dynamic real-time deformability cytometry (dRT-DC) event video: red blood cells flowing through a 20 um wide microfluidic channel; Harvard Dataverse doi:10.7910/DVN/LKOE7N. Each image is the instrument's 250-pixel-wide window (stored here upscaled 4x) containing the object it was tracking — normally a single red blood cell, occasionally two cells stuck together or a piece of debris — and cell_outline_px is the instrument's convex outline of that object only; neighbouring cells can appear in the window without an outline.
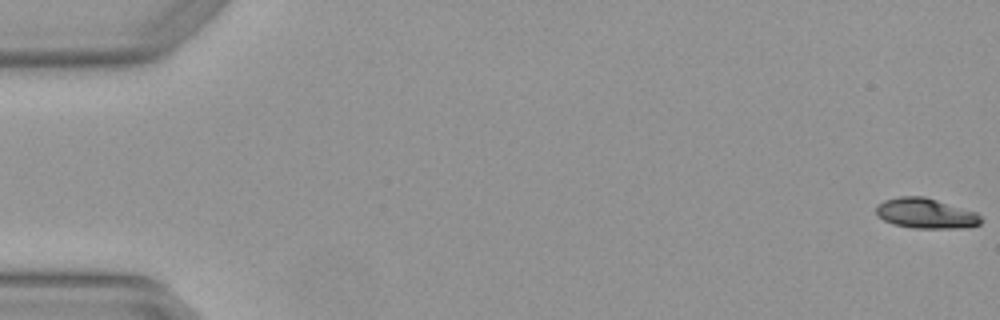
{"species": "Egyptian fruit bat (a non-hibernating species)", "species_latin": "Rousettus aegyptiacus", "temperature_condition": "warm", "stored_images_in_passage": 5, "camera_frame_rate_fps": 3000, "um_per_image_px": 0.085, "animal": {"sex": "female"}, "frame": {"image": 1, "passage_image": 1, "time_ms": 0.0, "image_size_px": [1000, 320], "cell_outline_px": [[984, 220], [980, 224], [968, 228], [912, 228], [892, 224], [876, 216], [876, 208], [884, 200], [900, 196], [924, 196], [976, 212]], "centroid_in_image_um": [78.7, 18.15], "position_along_channel_um": 6.3, "area_um2": 18.55}}
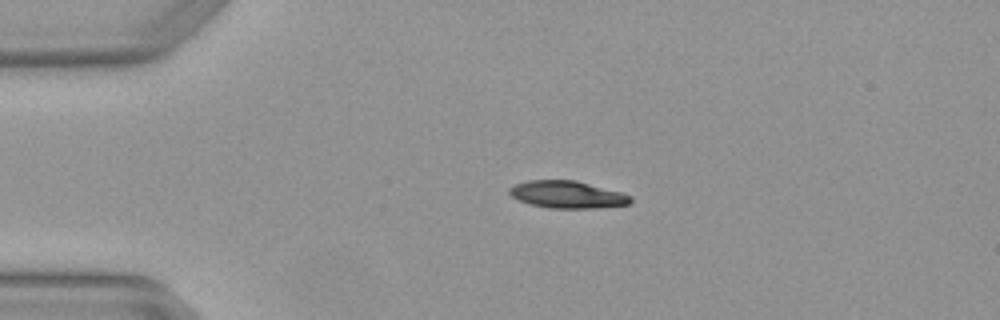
{"frame": {"image": 2, "passage_image": 4, "time_ms": 1.0, "image_size_px": [1000, 320], "cell_outline_px": [[632, 200], [628, 204], [596, 208], [548, 208], [532, 204], [520, 200], [512, 196], [508, 192], [508, 188], [516, 184], [528, 180], [576, 180], [620, 192], [632, 196]], "centroid_in_image_um": [48.22, 16.53], "position_along_channel_um": 36.8, "area_um2": 19.07}}